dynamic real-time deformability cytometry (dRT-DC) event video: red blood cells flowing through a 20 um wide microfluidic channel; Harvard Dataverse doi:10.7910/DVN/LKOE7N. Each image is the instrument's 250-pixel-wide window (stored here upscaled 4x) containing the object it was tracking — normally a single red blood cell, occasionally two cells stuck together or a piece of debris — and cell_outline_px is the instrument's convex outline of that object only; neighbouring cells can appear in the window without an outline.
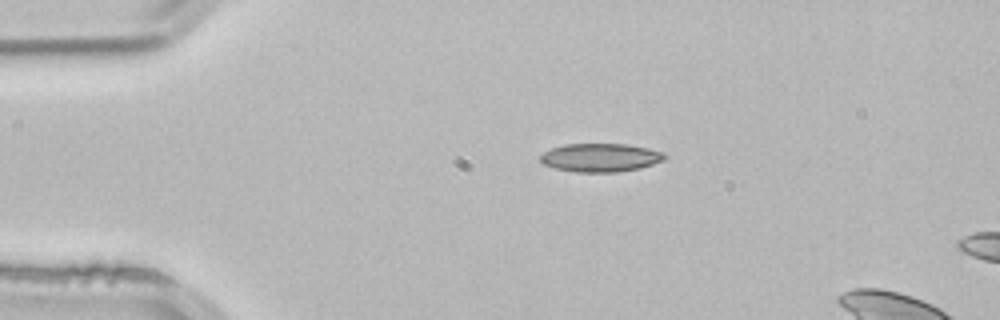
{"species": "common noctule bat (a hibernating species)", "species_latin": "Nyctalus noctula", "temperature_condition": "room temperature", "stored_images_in_passage": 3, "camera_frame_rate_fps": 3000, "um_per_image_px": 0.085, "animal": {"sex": "male", "body_mass_g": 21.5, "forearm_length_mm": 52.0}, "frame": {"image": 1, "passage_image": 2, "time_ms": 0.333, "image_size_px": [1000, 320], "cell_outline_px": [[668, 156], [664, 160], [640, 168], [616, 172], [576, 172], [556, 168], [544, 164], [540, 160], [540, 156], [544, 152], [552, 148], [564, 144], [628, 144], [648, 148], [664, 152]], "centroid_in_image_um": [51.07, 13.39], "position_along_channel_um": 33.9, "area_um2": 20.58}}